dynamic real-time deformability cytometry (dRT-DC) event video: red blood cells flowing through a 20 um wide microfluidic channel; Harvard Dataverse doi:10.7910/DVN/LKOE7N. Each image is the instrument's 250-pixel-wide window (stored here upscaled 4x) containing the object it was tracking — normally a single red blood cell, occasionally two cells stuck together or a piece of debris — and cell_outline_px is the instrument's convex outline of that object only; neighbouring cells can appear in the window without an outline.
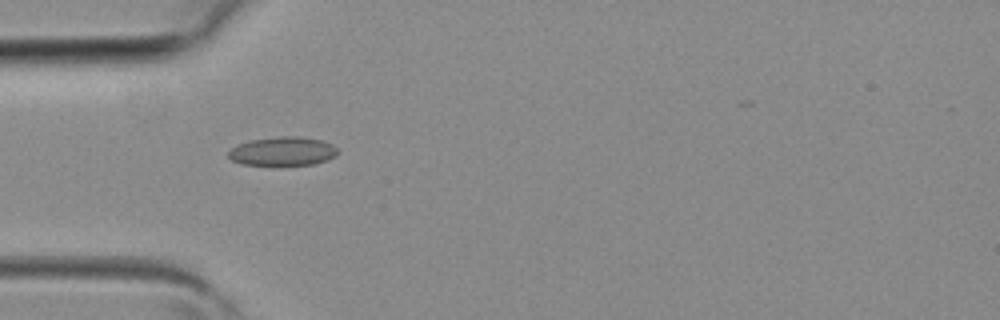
{"species": "common noctule bat (a hibernating species)", "species_latin": "Nyctalus noctula", "temperature_condition": "room temperature", "stored_images_in_passage": 4, "camera_frame_rate_fps": 3000, "um_per_image_px": 0.085, "animal": {"sex": "female", "body_mass_g": 19.3, "forearm_length_mm": 54.1}, "frame": {"image": 1, "passage_image": 4, "time_ms": 1.0, "image_size_px": [1000, 320], "cell_outline_px": [[336, 156], [312, 164], [240, 164], [232, 160], [228, 156], [228, 152], [236, 144], [252, 140], [280, 136], [300, 136], [320, 140], [332, 144], [336, 148]], "centroid_in_image_um": [24.0, 12.84], "position_along_channel_um": 61.0, "area_um2": 17.98}}